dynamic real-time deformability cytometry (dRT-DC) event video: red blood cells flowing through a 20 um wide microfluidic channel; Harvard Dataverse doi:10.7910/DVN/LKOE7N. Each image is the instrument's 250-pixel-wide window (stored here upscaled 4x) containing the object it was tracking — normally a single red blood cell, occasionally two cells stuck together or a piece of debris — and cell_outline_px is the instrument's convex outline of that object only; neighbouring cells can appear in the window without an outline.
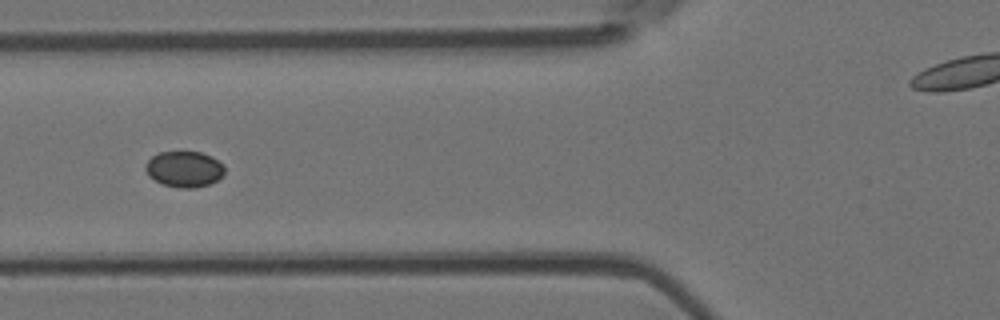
{"species": "Egyptian fruit bat (a non-hibernating species)", "species_latin": "Rousettus aegyptiacus", "temperature_condition": "room temperature", "stored_images_in_passage": 10, "camera_frame_rate_fps": 3000, "um_per_image_px": 0.085, "animal": {"sex": "female"}, "frame": {"image": 1, "passage_image": 6, "time_ms": 6.667, "image_size_px": [1000, 320], "cell_outline_px": [[224, 172], [216, 180], [208, 184], [196, 188], [180, 188], [164, 184], [148, 176], [144, 168], [144, 164], [152, 156], [160, 152], [200, 152], [212, 156], [224, 164]], "centroid_in_image_um": [15.65, 14.36], "position_along_channel_um": 110.2, "area_um2": 16.53}}
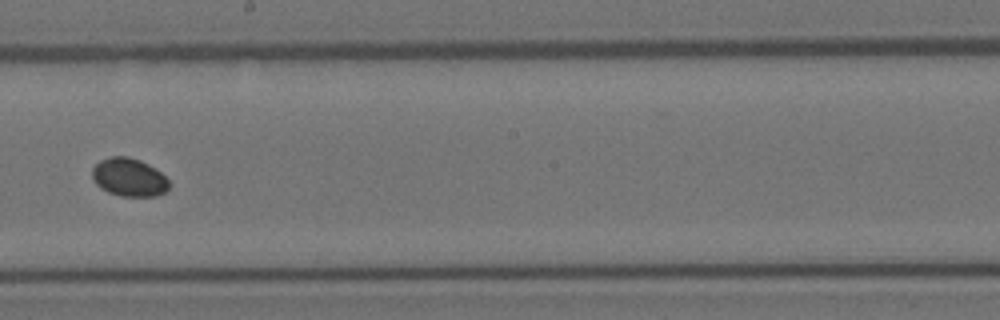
{"frame": {"image": 2, "passage_image": 9, "time_ms": 10.0, "image_size_px": [1000, 320], "cell_outline_px": [[168, 188], [164, 192], [156, 196], [120, 196], [108, 192], [100, 188], [92, 180], [92, 168], [100, 160], [112, 156], [128, 156], [140, 160], [156, 168], [168, 180]], "centroid_in_image_um": [10.94, 15.06], "position_along_channel_um": 237.3, "area_um2": 17.17}}
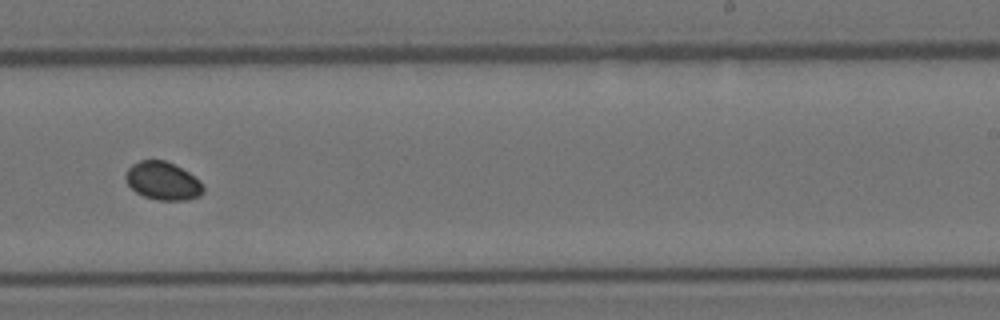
{"frame": {"image": 3, "passage_image": 10, "time_ms": 11.0, "image_size_px": [1000, 320], "cell_outline_px": [[204, 192], [200, 196], [184, 200], [156, 200], [144, 196], [136, 192], [128, 184], [124, 176], [128, 168], [132, 164], [140, 160], [164, 160], [188, 172], [200, 180], [204, 188]], "centroid_in_image_um": [13.84, 15.38], "position_along_channel_um": 275.2, "area_um2": 17.17}}